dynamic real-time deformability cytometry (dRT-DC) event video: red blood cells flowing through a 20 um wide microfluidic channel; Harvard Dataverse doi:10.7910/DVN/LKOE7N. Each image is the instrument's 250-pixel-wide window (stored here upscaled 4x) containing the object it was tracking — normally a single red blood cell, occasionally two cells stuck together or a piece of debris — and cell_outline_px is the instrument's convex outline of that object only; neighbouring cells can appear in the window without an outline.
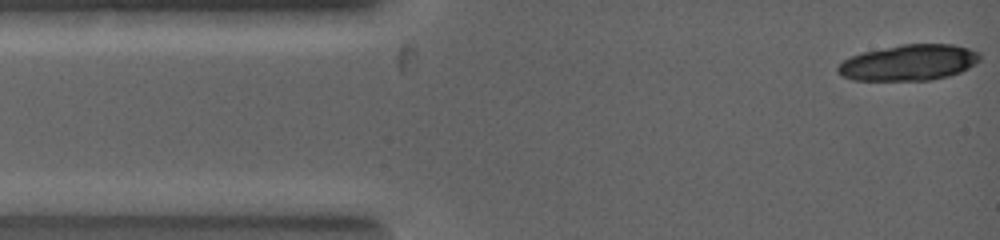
{"species": "common noctule bat (a hibernating species)", "species_latin": "Nyctalus noctula", "temperature_condition": "warm", "stored_images_in_passage": 4, "camera_frame_rate_fps": 5000, "um_per_image_px": 0.085, "animal": {"sex": "female", "body_mass_g": 19.0, "forearm_length_mm": 53.3}, "frame": {"image": 1, "passage_image": 1, "time_ms": 0.0, "image_size_px": [1000, 240], "cell_outline_px": [[980, 60], [968, 68], [960, 72], [948, 76], [928, 80], [852, 80], [836, 72], [836, 68], [844, 60], [852, 56], [864, 52], [904, 44], [952, 44], [968, 48], [980, 52]], "centroid_in_image_um": [77.27, 5.32], "position_along_channel_um": 7.7, "area_um2": 29.48}}